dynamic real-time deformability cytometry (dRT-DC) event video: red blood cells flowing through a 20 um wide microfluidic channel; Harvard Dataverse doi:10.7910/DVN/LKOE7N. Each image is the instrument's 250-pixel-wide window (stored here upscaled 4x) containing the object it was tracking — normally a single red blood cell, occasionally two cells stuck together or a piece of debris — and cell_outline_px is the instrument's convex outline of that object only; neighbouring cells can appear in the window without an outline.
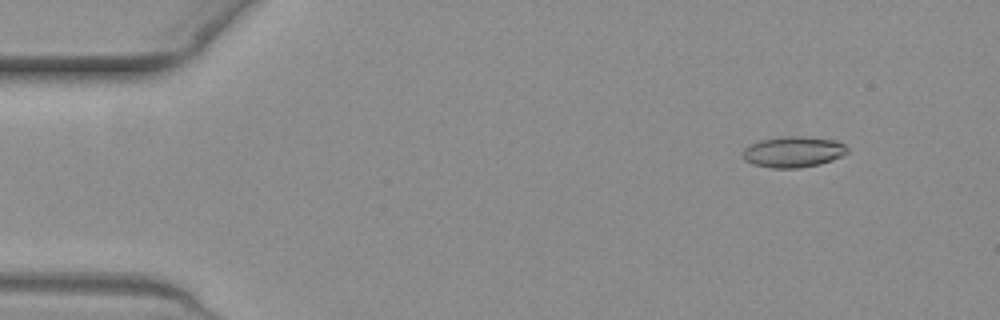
{"species": "common noctule bat (a hibernating species)", "species_latin": "Nyctalus noctula", "temperature_condition": "warm", "stored_images_in_passage": 51, "camera_frame_rate_fps": 3000, "um_per_image_px": 0.085, "animal": {"sex": "female", "body_mass_g": 19.3, "forearm_length_mm": 54.1}, "frame": {"image": 1, "passage_image": 3, "time_ms": 0.667, "image_size_px": [1000, 320], "cell_outline_px": [[848, 152], [832, 160], [820, 164], [800, 168], [772, 168], [752, 164], [744, 160], [744, 148], [760, 140], [780, 136], [800, 136], [836, 140], [844, 144], [848, 148]], "centroid_in_image_um": [67.44, 12.91], "position_along_channel_um": 17.6, "area_um2": 18.84}}
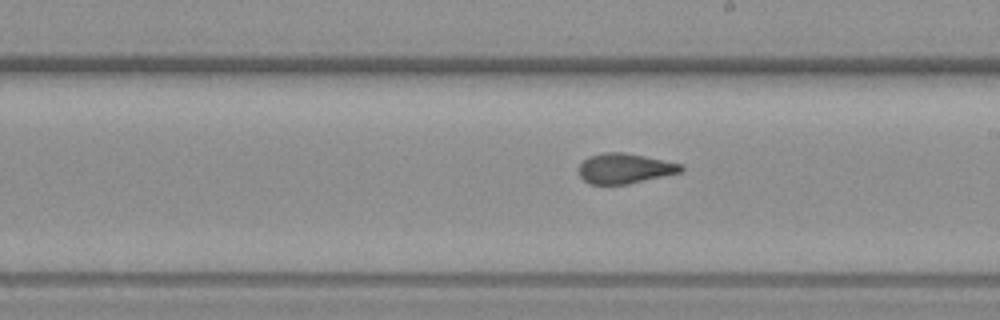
{"frame": {"image": 2, "passage_image": 28, "time_ms": 9.0, "image_size_px": [1000, 320], "cell_outline_px": [[684, 168], [680, 172], [628, 184], [588, 184], [580, 176], [580, 164], [588, 156], [604, 152], [624, 152], [684, 164]], "centroid_in_image_um": [53.1, 14.31], "position_along_channel_um": 235.9, "area_um2": 17.86}}
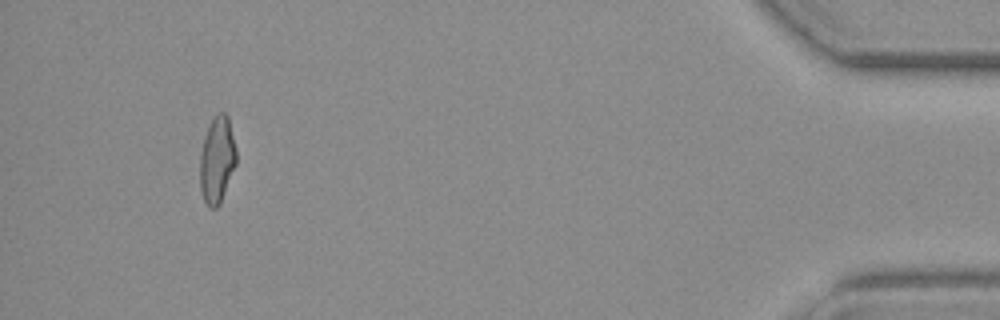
{"frame": {"image": 3, "passage_image": 48, "time_ms": 15.667, "image_size_px": [1000, 320], "cell_outline_px": [[236, 164], [220, 204], [216, 208], [208, 208], [200, 192], [200, 156], [204, 136], [212, 120], [220, 112], [224, 112], [228, 116], [236, 148]], "centroid_in_image_um": [18.45, 13.63], "position_along_channel_um": 416.8, "area_um2": 18.32}, "authors_computed_cell_mechanics": {"area_um2": 18.207, "velocity_mm_per_s": 3.8338, "shape_relaxation_time_tau1_ms": null, "shape_relaxation_time_tau2_ms": 1.1533, "deformation_change_tau1": null, "deformation_change_tau2": 0.0807}}